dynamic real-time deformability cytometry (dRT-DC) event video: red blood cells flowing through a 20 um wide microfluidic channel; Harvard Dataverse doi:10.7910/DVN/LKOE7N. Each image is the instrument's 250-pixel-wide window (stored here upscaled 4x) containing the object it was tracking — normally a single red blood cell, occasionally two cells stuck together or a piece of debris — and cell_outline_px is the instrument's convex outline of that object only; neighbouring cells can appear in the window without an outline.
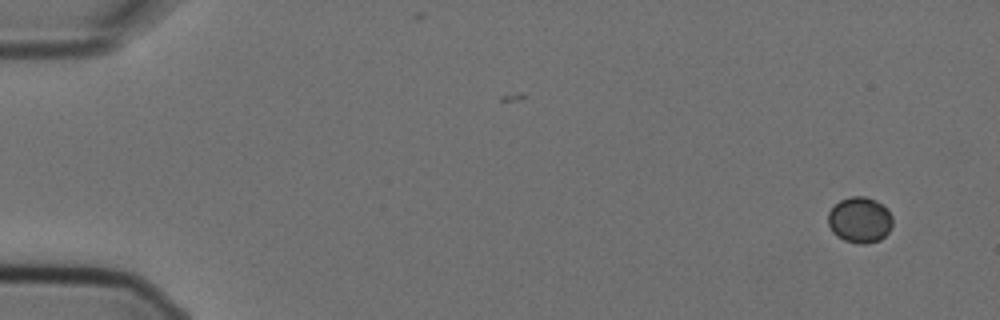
{"species": "Egyptian fruit bat (a non-hibernating species)", "species_latin": "Rousettus aegyptiacus", "temperature_condition": "cold", "stored_images_in_passage": 4, "camera_frame_rate_fps": 3000, "um_per_image_px": 0.085, "animal": {"sex": "female"}, "frame": {"image": 1, "passage_image": 1, "time_ms": 0.0, "image_size_px": [1000, 320], "cell_outline_px": [[892, 224], [888, 232], [880, 240], [864, 244], [856, 244], [844, 240], [836, 236], [832, 232], [828, 224], [828, 212], [840, 200], [852, 196], [864, 196], [876, 200], [892, 216]], "centroid_in_image_um": [73.05, 18.71], "position_along_channel_um": 11.9, "area_um2": 17.17}}